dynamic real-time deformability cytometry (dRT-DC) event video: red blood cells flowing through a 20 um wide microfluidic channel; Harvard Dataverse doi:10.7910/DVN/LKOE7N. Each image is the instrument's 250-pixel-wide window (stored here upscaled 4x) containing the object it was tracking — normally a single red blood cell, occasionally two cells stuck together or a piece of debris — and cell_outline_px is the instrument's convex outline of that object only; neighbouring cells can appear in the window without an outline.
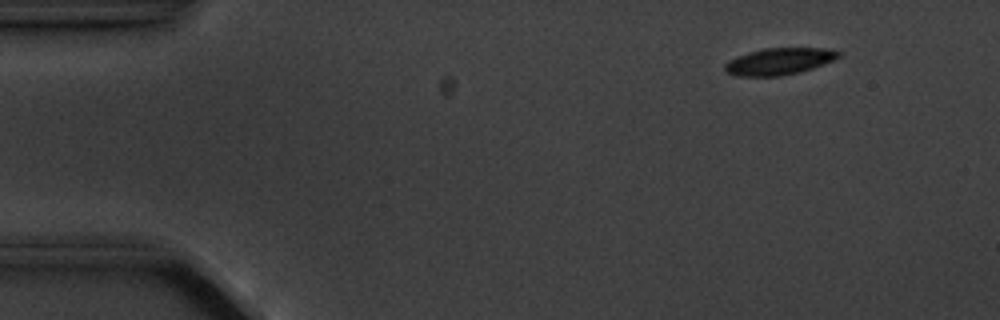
{"species": "common noctule bat (a hibernating species)", "species_latin": "Nyctalus noctula", "temperature_condition": "cold", "stored_images_in_passage": 5, "camera_frame_rate_fps": 3000, "um_per_image_px": 0.085, "animal": {"sex": "male", "body_mass_g": 20.1, "forearm_length_mm": 53.5}, "frame": {"image": 1, "passage_image": 2, "time_ms": 1.333, "image_size_px": [1000, 320], "cell_outline_px": [[840, 56], [832, 60], [812, 68], [800, 72], [780, 76], [736, 76], [724, 72], [724, 64], [728, 60], [748, 52], [764, 48], [828, 48], [840, 52]], "centroid_in_image_um": [66.17, 5.22], "position_along_channel_um": 18.8, "area_um2": 17.74}}